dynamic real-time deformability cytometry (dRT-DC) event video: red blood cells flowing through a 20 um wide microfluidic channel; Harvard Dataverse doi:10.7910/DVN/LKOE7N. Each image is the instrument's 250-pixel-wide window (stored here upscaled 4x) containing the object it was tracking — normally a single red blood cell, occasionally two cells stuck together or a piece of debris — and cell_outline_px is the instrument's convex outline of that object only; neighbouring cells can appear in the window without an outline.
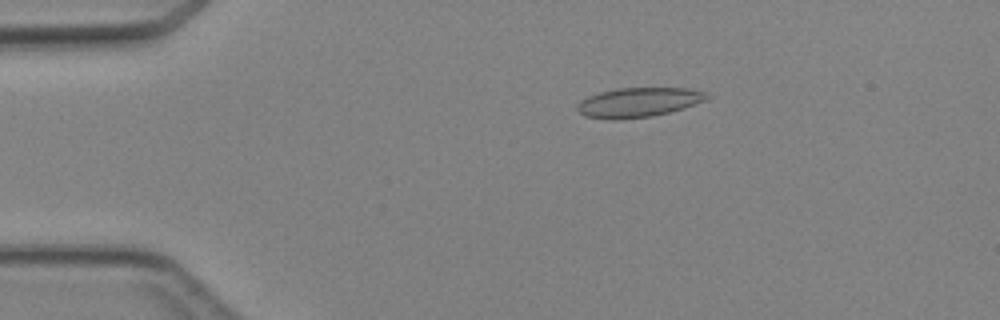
{"species": "Egyptian fruit bat (a non-hibernating species)", "species_latin": "Rousettus aegyptiacus", "temperature_condition": "cold", "stored_images_in_passage": 2, "camera_frame_rate_fps": 3000, "um_per_image_px": 0.085, "animal": {"sex": "female"}, "frame": {"image": 1, "passage_image": 1, "time_ms": 0.0, "image_size_px": [1000, 320], "cell_outline_px": [[708, 100], [684, 108], [652, 116], [612, 120], [608, 120], [584, 116], [576, 108], [576, 104], [580, 100], [588, 96], [600, 92], [616, 88], [688, 88], [708, 92]], "centroid_in_image_um": [54.26, 8.7], "position_along_channel_um": 30.7, "area_um2": 22.48}}